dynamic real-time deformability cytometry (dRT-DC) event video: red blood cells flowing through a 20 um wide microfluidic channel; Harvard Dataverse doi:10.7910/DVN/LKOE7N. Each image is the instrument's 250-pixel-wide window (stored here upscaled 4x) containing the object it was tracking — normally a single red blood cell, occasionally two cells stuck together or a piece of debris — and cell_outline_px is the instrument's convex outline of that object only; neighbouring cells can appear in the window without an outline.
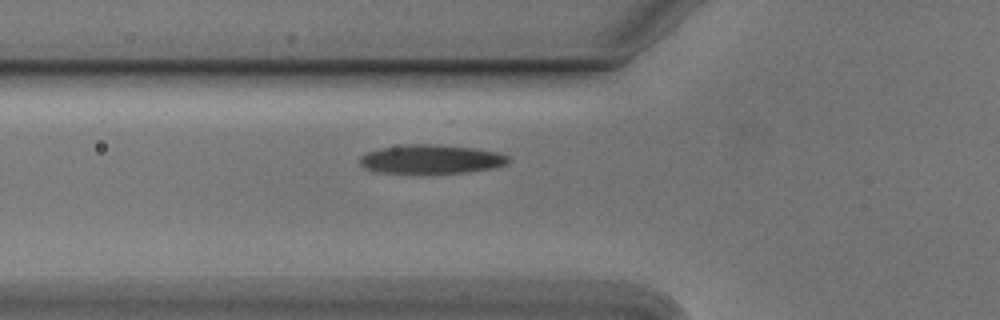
{"species": "Egyptian fruit bat (a non-hibernating species)", "species_latin": "Rousettus aegyptiacus", "temperature_condition": "cold", "stored_images_in_passage": 34, "camera_frame_rate_fps": 3000, "um_per_image_px": 0.085, "animal": {"sex": "male"}, "frame": {"image": 1, "passage_image": 2, "time_ms": 0.333, "image_size_px": [1000, 320], "cell_outline_px": [[508, 164], [492, 168], [468, 172], [436, 176], [416, 176], [376, 172], [364, 168], [360, 164], [360, 156], [368, 152], [380, 148], [408, 144], [436, 144], [472, 148], [496, 152], [508, 156]], "centroid_in_image_um": [36.59, 13.59], "position_along_channel_um": 89.2, "area_um2": 26.24}}
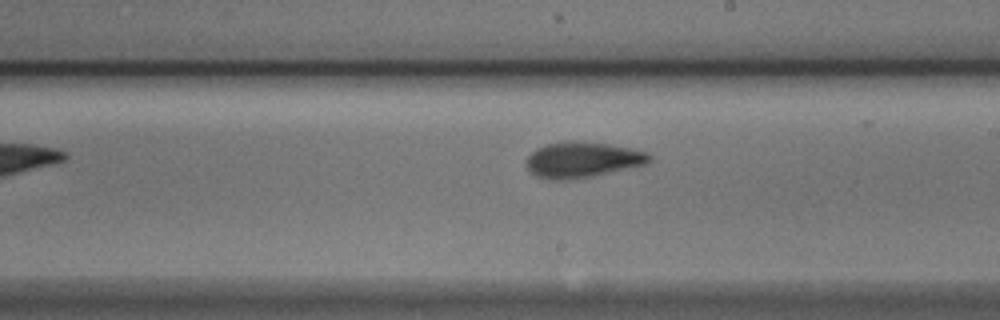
{"frame": {"image": 2, "passage_image": 14, "time_ms": 4.333, "image_size_px": [1000, 320], "cell_outline_px": [[652, 160], [648, 164], [592, 176], [568, 180], [552, 180], [536, 176], [528, 172], [524, 164], [524, 160], [536, 148], [548, 144], [572, 140], [608, 144], [632, 148], [648, 152], [652, 156]], "centroid_in_image_um": [49.49, 13.58], "position_along_channel_um": 239.5, "area_um2": 25.95}}
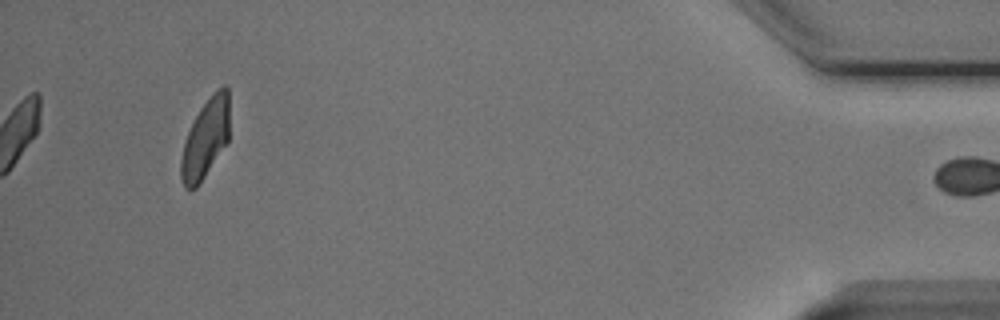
{"frame": {"image": 3, "passage_image": 34, "time_ms": 11.0, "image_size_px": [1000, 320], "cell_outline_px": [[228, 140], [196, 188], [184, 188], [180, 176], [180, 160], [184, 140], [200, 108], [212, 92], [216, 88], [224, 84], [228, 88]], "centroid_in_image_um": [17.44, 11.75], "position_along_channel_um": 417.8, "area_um2": 22.08}}